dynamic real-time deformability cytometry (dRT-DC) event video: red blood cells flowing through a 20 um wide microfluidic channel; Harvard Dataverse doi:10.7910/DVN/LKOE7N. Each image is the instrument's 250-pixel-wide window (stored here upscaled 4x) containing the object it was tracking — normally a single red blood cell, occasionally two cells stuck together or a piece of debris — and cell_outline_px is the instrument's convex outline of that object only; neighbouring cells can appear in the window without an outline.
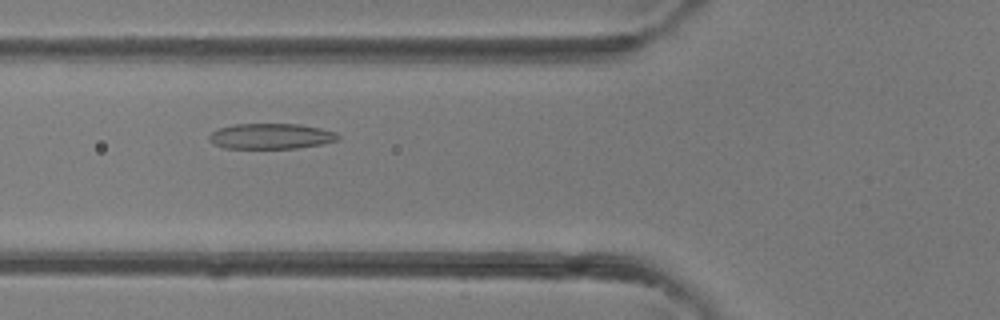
{"species": "common noctule bat (a hibernating species)", "species_latin": "Nyctalus noctula", "temperature_condition": "room temperature", "stored_images_in_passage": 34, "camera_frame_rate_fps": 3000, "um_per_image_px": 0.085, "animal": {"sex": "female"}, "frame": {"image": 1, "passage_image": 8, "time_ms": 2.333, "image_size_px": [1000, 320], "cell_outline_px": [[340, 140], [320, 144], [296, 148], [224, 148], [208, 140], [208, 136], [212, 132], [220, 128], [236, 124], [300, 124], [320, 128], [336, 132], [340, 136]], "centroid_in_image_um": [23.06, 11.57], "position_along_channel_um": 102.7, "area_um2": 19.07}}
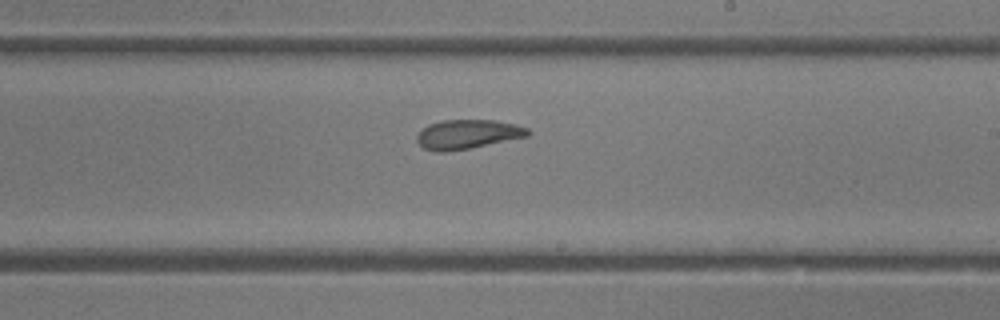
{"frame": {"image": 2, "passage_image": 17, "time_ms": 5.333, "image_size_px": [1000, 320], "cell_outline_px": [[532, 132], [528, 136], [468, 148], [444, 152], [436, 152], [424, 148], [416, 140], [416, 136], [428, 124], [440, 120], [496, 120], [516, 124], [528, 128]], "centroid_in_image_um": [39.75, 11.4], "position_along_channel_um": 249.2, "area_um2": 18.84}}
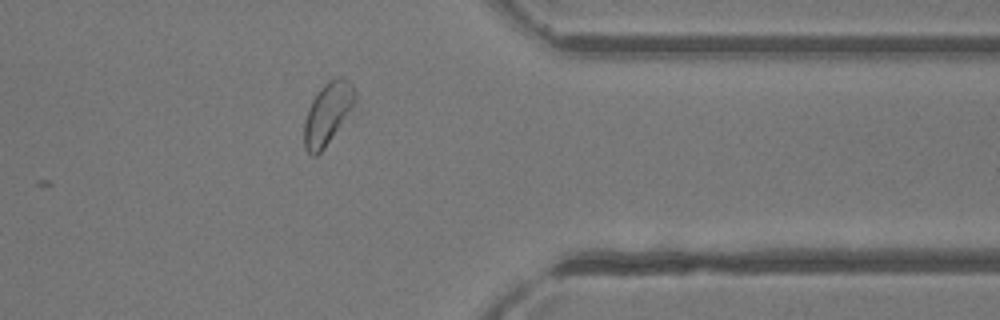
{"frame": {"image": 3, "passage_image": 26, "time_ms": 8.333, "image_size_px": [1000, 320], "cell_outline_px": [[360, 112], [316, 156], [312, 156], [304, 148], [304, 120], [308, 108], [312, 100], [320, 88], [328, 80], [336, 76], [340, 76], [348, 80], [352, 84], [356, 92], [360, 108]], "centroid_in_image_um": [28.01, 9.66], "position_along_channel_um": 383.4, "area_um2": 20.29}}